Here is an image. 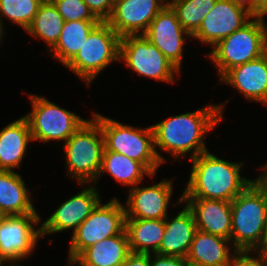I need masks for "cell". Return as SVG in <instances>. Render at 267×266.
<instances>
[{"instance_id": "cell-16", "label": "cell", "mask_w": 267, "mask_h": 266, "mask_svg": "<svg viewBox=\"0 0 267 266\" xmlns=\"http://www.w3.org/2000/svg\"><path fill=\"white\" fill-rule=\"evenodd\" d=\"M129 190L124 206L126 218L165 219L168 216V206L173 194L172 180L162 179L145 187H139L138 184Z\"/></svg>"}, {"instance_id": "cell-30", "label": "cell", "mask_w": 267, "mask_h": 266, "mask_svg": "<svg viewBox=\"0 0 267 266\" xmlns=\"http://www.w3.org/2000/svg\"><path fill=\"white\" fill-rule=\"evenodd\" d=\"M66 21H100L83 0H51Z\"/></svg>"}, {"instance_id": "cell-19", "label": "cell", "mask_w": 267, "mask_h": 266, "mask_svg": "<svg viewBox=\"0 0 267 266\" xmlns=\"http://www.w3.org/2000/svg\"><path fill=\"white\" fill-rule=\"evenodd\" d=\"M232 246L227 238L197 230L186 257L188 266H233L240 252Z\"/></svg>"}, {"instance_id": "cell-38", "label": "cell", "mask_w": 267, "mask_h": 266, "mask_svg": "<svg viewBox=\"0 0 267 266\" xmlns=\"http://www.w3.org/2000/svg\"><path fill=\"white\" fill-rule=\"evenodd\" d=\"M259 169L262 170L259 177L267 184V164L262 165Z\"/></svg>"}, {"instance_id": "cell-9", "label": "cell", "mask_w": 267, "mask_h": 266, "mask_svg": "<svg viewBox=\"0 0 267 266\" xmlns=\"http://www.w3.org/2000/svg\"><path fill=\"white\" fill-rule=\"evenodd\" d=\"M125 218V207L116 197L106 204L100 202L72 233L68 253L69 265L89 246L120 234L125 229Z\"/></svg>"}, {"instance_id": "cell-43", "label": "cell", "mask_w": 267, "mask_h": 266, "mask_svg": "<svg viewBox=\"0 0 267 266\" xmlns=\"http://www.w3.org/2000/svg\"><path fill=\"white\" fill-rule=\"evenodd\" d=\"M2 264H6V263H4L1 259H0V266H2Z\"/></svg>"}, {"instance_id": "cell-33", "label": "cell", "mask_w": 267, "mask_h": 266, "mask_svg": "<svg viewBox=\"0 0 267 266\" xmlns=\"http://www.w3.org/2000/svg\"><path fill=\"white\" fill-rule=\"evenodd\" d=\"M251 255V253L238 254L233 266H267V259Z\"/></svg>"}, {"instance_id": "cell-29", "label": "cell", "mask_w": 267, "mask_h": 266, "mask_svg": "<svg viewBox=\"0 0 267 266\" xmlns=\"http://www.w3.org/2000/svg\"><path fill=\"white\" fill-rule=\"evenodd\" d=\"M217 0H183L173 4L178 21L192 36L201 26L203 19L214 7Z\"/></svg>"}, {"instance_id": "cell-15", "label": "cell", "mask_w": 267, "mask_h": 266, "mask_svg": "<svg viewBox=\"0 0 267 266\" xmlns=\"http://www.w3.org/2000/svg\"><path fill=\"white\" fill-rule=\"evenodd\" d=\"M165 6L164 0H121L106 22L120 37L144 34Z\"/></svg>"}, {"instance_id": "cell-8", "label": "cell", "mask_w": 267, "mask_h": 266, "mask_svg": "<svg viewBox=\"0 0 267 266\" xmlns=\"http://www.w3.org/2000/svg\"><path fill=\"white\" fill-rule=\"evenodd\" d=\"M28 96L32 111L24 117L28 121L32 141L48 143L50 140H56L64 141V144L88 121L44 97L36 94H28Z\"/></svg>"}, {"instance_id": "cell-18", "label": "cell", "mask_w": 267, "mask_h": 266, "mask_svg": "<svg viewBox=\"0 0 267 266\" xmlns=\"http://www.w3.org/2000/svg\"><path fill=\"white\" fill-rule=\"evenodd\" d=\"M219 79L237 89L245 99L267 106V53L228 70Z\"/></svg>"}, {"instance_id": "cell-13", "label": "cell", "mask_w": 267, "mask_h": 266, "mask_svg": "<svg viewBox=\"0 0 267 266\" xmlns=\"http://www.w3.org/2000/svg\"><path fill=\"white\" fill-rule=\"evenodd\" d=\"M82 185V191L67 199L47 218L41 226V235H51L72 229L73 232L82 224L101 202L100 194L92 184Z\"/></svg>"}, {"instance_id": "cell-42", "label": "cell", "mask_w": 267, "mask_h": 266, "mask_svg": "<svg viewBox=\"0 0 267 266\" xmlns=\"http://www.w3.org/2000/svg\"><path fill=\"white\" fill-rule=\"evenodd\" d=\"M2 39H3V35L0 33V44H1Z\"/></svg>"}, {"instance_id": "cell-4", "label": "cell", "mask_w": 267, "mask_h": 266, "mask_svg": "<svg viewBox=\"0 0 267 266\" xmlns=\"http://www.w3.org/2000/svg\"><path fill=\"white\" fill-rule=\"evenodd\" d=\"M104 148L100 124L92 117L63 144L67 176L77 184L94 185L101 169Z\"/></svg>"}, {"instance_id": "cell-3", "label": "cell", "mask_w": 267, "mask_h": 266, "mask_svg": "<svg viewBox=\"0 0 267 266\" xmlns=\"http://www.w3.org/2000/svg\"><path fill=\"white\" fill-rule=\"evenodd\" d=\"M231 201L230 241L240 253H251L260 243L267 217V184L259 177Z\"/></svg>"}, {"instance_id": "cell-40", "label": "cell", "mask_w": 267, "mask_h": 266, "mask_svg": "<svg viewBox=\"0 0 267 266\" xmlns=\"http://www.w3.org/2000/svg\"><path fill=\"white\" fill-rule=\"evenodd\" d=\"M8 266H23V265H18V264H16L15 262H12V263H9Z\"/></svg>"}, {"instance_id": "cell-2", "label": "cell", "mask_w": 267, "mask_h": 266, "mask_svg": "<svg viewBox=\"0 0 267 266\" xmlns=\"http://www.w3.org/2000/svg\"><path fill=\"white\" fill-rule=\"evenodd\" d=\"M190 161L192 168L182 198L231 202L255 181L240 175L244 162L226 161L209 151Z\"/></svg>"}, {"instance_id": "cell-36", "label": "cell", "mask_w": 267, "mask_h": 266, "mask_svg": "<svg viewBox=\"0 0 267 266\" xmlns=\"http://www.w3.org/2000/svg\"><path fill=\"white\" fill-rule=\"evenodd\" d=\"M267 15V0H255L254 17L265 19Z\"/></svg>"}, {"instance_id": "cell-6", "label": "cell", "mask_w": 267, "mask_h": 266, "mask_svg": "<svg viewBox=\"0 0 267 266\" xmlns=\"http://www.w3.org/2000/svg\"><path fill=\"white\" fill-rule=\"evenodd\" d=\"M266 19L253 17L246 25L219 41L206 54L220 78L230 69L255 60L266 53Z\"/></svg>"}, {"instance_id": "cell-39", "label": "cell", "mask_w": 267, "mask_h": 266, "mask_svg": "<svg viewBox=\"0 0 267 266\" xmlns=\"http://www.w3.org/2000/svg\"><path fill=\"white\" fill-rule=\"evenodd\" d=\"M180 1H183V0H171V1L170 0H164V3L166 6L171 7L173 4L178 3Z\"/></svg>"}, {"instance_id": "cell-24", "label": "cell", "mask_w": 267, "mask_h": 266, "mask_svg": "<svg viewBox=\"0 0 267 266\" xmlns=\"http://www.w3.org/2000/svg\"><path fill=\"white\" fill-rule=\"evenodd\" d=\"M131 252L157 253L165 231V219L125 218Z\"/></svg>"}, {"instance_id": "cell-26", "label": "cell", "mask_w": 267, "mask_h": 266, "mask_svg": "<svg viewBox=\"0 0 267 266\" xmlns=\"http://www.w3.org/2000/svg\"><path fill=\"white\" fill-rule=\"evenodd\" d=\"M100 21H66L62 27L59 40L48 51L50 56L65 66L80 50L91 30Z\"/></svg>"}, {"instance_id": "cell-32", "label": "cell", "mask_w": 267, "mask_h": 266, "mask_svg": "<svg viewBox=\"0 0 267 266\" xmlns=\"http://www.w3.org/2000/svg\"><path fill=\"white\" fill-rule=\"evenodd\" d=\"M150 266H188V262L183 257L152 253L150 254Z\"/></svg>"}, {"instance_id": "cell-11", "label": "cell", "mask_w": 267, "mask_h": 266, "mask_svg": "<svg viewBox=\"0 0 267 266\" xmlns=\"http://www.w3.org/2000/svg\"><path fill=\"white\" fill-rule=\"evenodd\" d=\"M39 214L5 216L0 221V259L4 263L29 258L42 238ZM29 256V257H28Z\"/></svg>"}, {"instance_id": "cell-35", "label": "cell", "mask_w": 267, "mask_h": 266, "mask_svg": "<svg viewBox=\"0 0 267 266\" xmlns=\"http://www.w3.org/2000/svg\"><path fill=\"white\" fill-rule=\"evenodd\" d=\"M254 253L258 254V255H256L257 257L267 259V217H266L264 231H263L261 241H260L259 245L251 252V254H253V255H254Z\"/></svg>"}, {"instance_id": "cell-10", "label": "cell", "mask_w": 267, "mask_h": 266, "mask_svg": "<svg viewBox=\"0 0 267 266\" xmlns=\"http://www.w3.org/2000/svg\"><path fill=\"white\" fill-rule=\"evenodd\" d=\"M119 61L139 76L168 84L181 73L144 34L121 37Z\"/></svg>"}, {"instance_id": "cell-44", "label": "cell", "mask_w": 267, "mask_h": 266, "mask_svg": "<svg viewBox=\"0 0 267 266\" xmlns=\"http://www.w3.org/2000/svg\"><path fill=\"white\" fill-rule=\"evenodd\" d=\"M113 1V3L115 4V3H117V2H119V1H121V0H112Z\"/></svg>"}, {"instance_id": "cell-37", "label": "cell", "mask_w": 267, "mask_h": 266, "mask_svg": "<svg viewBox=\"0 0 267 266\" xmlns=\"http://www.w3.org/2000/svg\"><path fill=\"white\" fill-rule=\"evenodd\" d=\"M233 3H235L236 5H239L245 9H247L252 17H254V4H255V0H231Z\"/></svg>"}, {"instance_id": "cell-12", "label": "cell", "mask_w": 267, "mask_h": 266, "mask_svg": "<svg viewBox=\"0 0 267 266\" xmlns=\"http://www.w3.org/2000/svg\"><path fill=\"white\" fill-rule=\"evenodd\" d=\"M252 18L247 9L236 5L231 0H217L191 38L213 48L219 41L246 25Z\"/></svg>"}, {"instance_id": "cell-25", "label": "cell", "mask_w": 267, "mask_h": 266, "mask_svg": "<svg viewBox=\"0 0 267 266\" xmlns=\"http://www.w3.org/2000/svg\"><path fill=\"white\" fill-rule=\"evenodd\" d=\"M105 172L110 174L116 182L129 186V189L141 184L145 175L155 176L142 163L104 148L101 169L97 180L94 182L95 185Z\"/></svg>"}, {"instance_id": "cell-20", "label": "cell", "mask_w": 267, "mask_h": 266, "mask_svg": "<svg viewBox=\"0 0 267 266\" xmlns=\"http://www.w3.org/2000/svg\"><path fill=\"white\" fill-rule=\"evenodd\" d=\"M196 231L193 213L185 205L175 217L165 218L164 236L157 253L186 258Z\"/></svg>"}, {"instance_id": "cell-27", "label": "cell", "mask_w": 267, "mask_h": 266, "mask_svg": "<svg viewBox=\"0 0 267 266\" xmlns=\"http://www.w3.org/2000/svg\"><path fill=\"white\" fill-rule=\"evenodd\" d=\"M64 23L65 20L53 2L44 0L26 32L36 39L43 40L50 51L58 42Z\"/></svg>"}, {"instance_id": "cell-34", "label": "cell", "mask_w": 267, "mask_h": 266, "mask_svg": "<svg viewBox=\"0 0 267 266\" xmlns=\"http://www.w3.org/2000/svg\"><path fill=\"white\" fill-rule=\"evenodd\" d=\"M122 266H150V254L131 252Z\"/></svg>"}, {"instance_id": "cell-23", "label": "cell", "mask_w": 267, "mask_h": 266, "mask_svg": "<svg viewBox=\"0 0 267 266\" xmlns=\"http://www.w3.org/2000/svg\"><path fill=\"white\" fill-rule=\"evenodd\" d=\"M30 196L19 173L0 170V210L5 216L38 214Z\"/></svg>"}, {"instance_id": "cell-7", "label": "cell", "mask_w": 267, "mask_h": 266, "mask_svg": "<svg viewBox=\"0 0 267 266\" xmlns=\"http://www.w3.org/2000/svg\"><path fill=\"white\" fill-rule=\"evenodd\" d=\"M121 37L106 21H100L89 33L76 55L65 65L88 87L109 64L119 61Z\"/></svg>"}, {"instance_id": "cell-17", "label": "cell", "mask_w": 267, "mask_h": 266, "mask_svg": "<svg viewBox=\"0 0 267 266\" xmlns=\"http://www.w3.org/2000/svg\"><path fill=\"white\" fill-rule=\"evenodd\" d=\"M185 203L192 211L197 230L230 240L232 232L231 202L204 198H182L172 206Z\"/></svg>"}, {"instance_id": "cell-5", "label": "cell", "mask_w": 267, "mask_h": 266, "mask_svg": "<svg viewBox=\"0 0 267 266\" xmlns=\"http://www.w3.org/2000/svg\"><path fill=\"white\" fill-rule=\"evenodd\" d=\"M92 117L100 124L106 150L138 161L153 175L156 174L162 163L155 151L152 126L141 128L125 125L96 112Z\"/></svg>"}, {"instance_id": "cell-31", "label": "cell", "mask_w": 267, "mask_h": 266, "mask_svg": "<svg viewBox=\"0 0 267 266\" xmlns=\"http://www.w3.org/2000/svg\"><path fill=\"white\" fill-rule=\"evenodd\" d=\"M100 21H107L111 16L114 3L112 0H83Z\"/></svg>"}, {"instance_id": "cell-41", "label": "cell", "mask_w": 267, "mask_h": 266, "mask_svg": "<svg viewBox=\"0 0 267 266\" xmlns=\"http://www.w3.org/2000/svg\"><path fill=\"white\" fill-rule=\"evenodd\" d=\"M5 217V215L0 210V221Z\"/></svg>"}, {"instance_id": "cell-14", "label": "cell", "mask_w": 267, "mask_h": 266, "mask_svg": "<svg viewBox=\"0 0 267 266\" xmlns=\"http://www.w3.org/2000/svg\"><path fill=\"white\" fill-rule=\"evenodd\" d=\"M144 36L181 72L184 43L191 35L182 27L172 7L165 6L157 14Z\"/></svg>"}, {"instance_id": "cell-21", "label": "cell", "mask_w": 267, "mask_h": 266, "mask_svg": "<svg viewBox=\"0 0 267 266\" xmlns=\"http://www.w3.org/2000/svg\"><path fill=\"white\" fill-rule=\"evenodd\" d=\"M131 253L126 230L86 248L71 266H122Z\"/></svg>"}, {"instance_id": "cell-1", "label": "cell", "mask_w": 267, "mask_h": 266, "mask_svg": "<svg viewBox=\"0 0 267 266\" xmlns=\"http://www.w3.org/2000/svg\"><path fill=\"white\" fill-rule=\"evenodd\" d=\"M227 101L221 104H210L195 110L186 112L151 125L154 133V147L161 163L166 162L156 148L169 152L174 161L179 157H185L190 153L189 159L208 151L205 144L206 134L213 131L219 122L223 121V112ZM193 151V152H192Z\"/></svg>"}, {"instance_id": "cell-28", "label": "cell", "mask_w": 267, "mask_h": 266, "mask_svg": "<svg viewBox=\"0 0 267 266\" xmlns=\"http://www.w3.org/2000/svg\"><path fill=\"white\" fill-rule=\"evenodd\" d=\"M44 0H0V33L4 36L2 20L7 18L11 23L18 24L23 30L31 25Z\"/></svg>"}, {"instance_id": "cell-22", "label": "cell", "mask_w": 267, "mask_h": 266, "mask_svg": "<svg viewBox=\"0 0 267 266\" xmlns=\"http://www.w3.org/2000/svg\"><path fill=\"white\" fill-rule=\"evenodd\" d=\"M32 142L27 119L21 118L0 130V170L20 167L24 155L27 157L28 143Z\"/></svg>"}]
</instances>
